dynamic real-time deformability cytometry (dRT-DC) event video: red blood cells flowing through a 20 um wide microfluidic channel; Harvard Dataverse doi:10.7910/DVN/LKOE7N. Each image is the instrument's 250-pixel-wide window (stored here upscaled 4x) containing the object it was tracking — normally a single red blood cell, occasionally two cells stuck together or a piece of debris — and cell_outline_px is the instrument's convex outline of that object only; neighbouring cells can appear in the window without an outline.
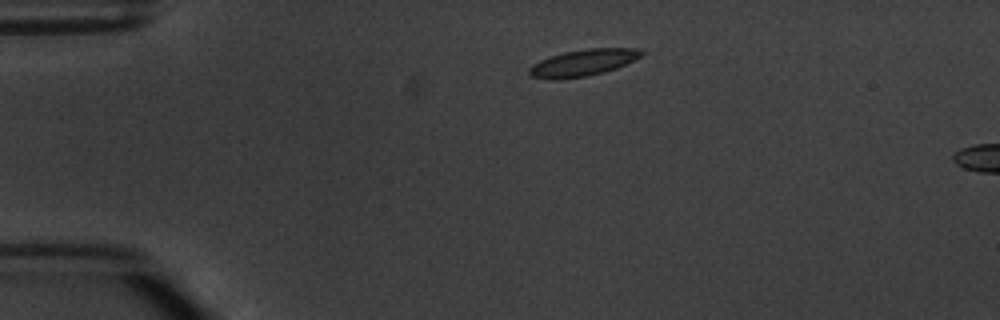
{"species": "common noctule bat (a hibernating species)", "species_latin": "Nyctalus noctula", "temperature_condition": "warm", "stored_images_in_passage": 2, "camera_frame_rate_fps": 3000, "um_per_image_px": 0.085, "animal": {"sex": "male", "body_mass_g": 20.1, "forearm_length_mm": 53.5}, "frame": {"image": 1, "passage_image": 1, "time_ms": 0.0, "image_size_px": [1000, 320], "cell_outline_px": [[644, 52], [640, 56], [616, 68], [604, 72], [588, 76], [560, 80], [548, 80], [532, 76], [528, 72], [528, 68], [532, 64], [548, 56], [564, 52], [588, 48], [636, 48]], "centroid_in_image_um": [49.48, 5.34], "position_along_channel_um": 35.5, "area_um2": 17.51}}